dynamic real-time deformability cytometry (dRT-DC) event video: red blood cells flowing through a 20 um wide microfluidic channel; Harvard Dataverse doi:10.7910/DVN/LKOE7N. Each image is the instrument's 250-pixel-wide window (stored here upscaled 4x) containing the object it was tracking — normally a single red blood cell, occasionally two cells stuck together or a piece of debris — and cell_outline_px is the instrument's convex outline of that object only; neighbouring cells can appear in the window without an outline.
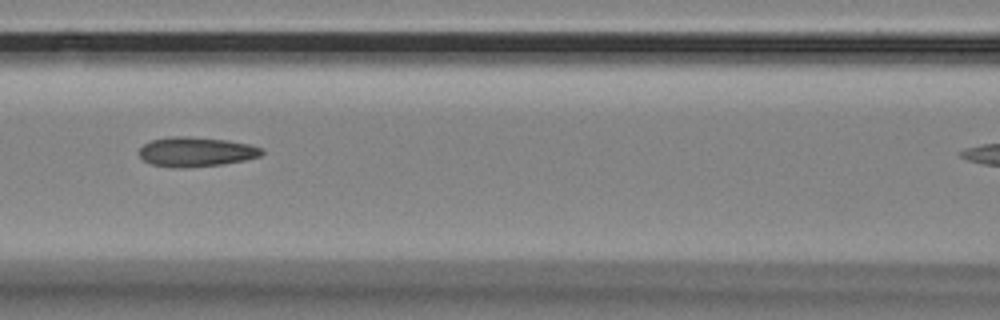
{"species": "Egyptian fruit bat (a non-hibernating species)", "species_latin": "Rousettus aegyptiacus", "temperature_condition": "room temperature", "stored_images_in_passage": 8, "camera_frame_rate_fps": 3000, "um_per_image_px": 0.085, "animal": {"sex": "female"}, "frame": {"image": 1, "passage_image": 6, "time_ms": 1.667, "image_size_px": [1000, 320], "cell_outline_px": [[264, 152], [260, 156], [244, 160], [220, 164], [180, 168], [176, 168], [152, 164], [144, 160], [136, 152], [144, 144], [152, 140], [172, 136], [188, 136], [228, 140], [248, 144], [264, 148]], "centroid_in_image_um": [16.65, 12.89], "position_along_channel_um": 149.9, "area_um2": 21.1}}
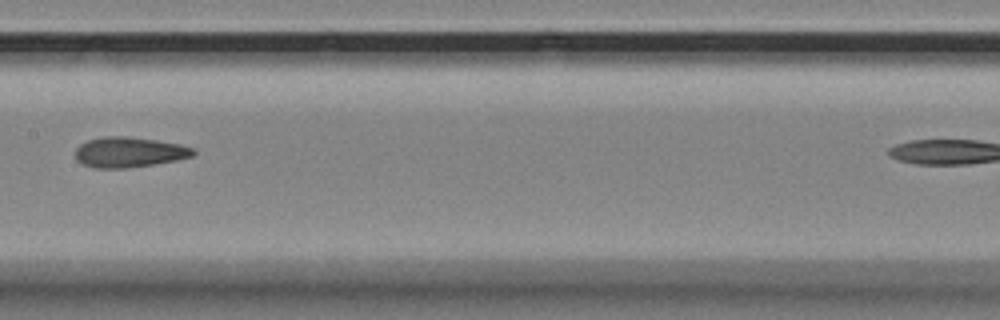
{"frame": {"image": 2, "passage_image": 7, "time_ms": 2.0, "image_size_px": [1000, 320], "cell_outline_px": [[196, 152], [192, 156], [176, 160], [156, 164], [128, 168], [92, 168], [76, 160], [76, 148], [80, 144], [88, 140], [104, 136], [128, 136], [156, 140], [180, 144], [192, 148]], "centroid_in_image_um": [10.96, 12.94], "position_along_channel_um": 196.4, "area_um2": 20.87}}